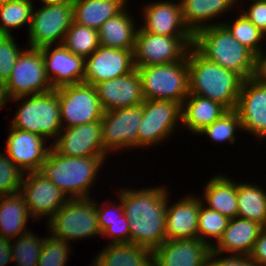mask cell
I'll return each mask as SVG.
<instances>
[{
  "mask_svg": "<svg viewBox=\"0 0 266 266\" xmlns=\"http://www.w3.org/2000/svg\"><path fill=\"white\" fill-rule=\"evenodd\" d=\"M167 193L166 186L117 192L129 222L130 243L154 251L166 240Z\"/></svg>",
  "mask_w": 266,
  "mask_h": 266,
  "instance_id": "obj_1",
  "label": "cell"
},
{
  "mask_svg": "<svg viewBox=\"0 0 266 266\" xmlns=\"http://www.w3.org/2000/svg\"><path fill=\"white\" fill-rule=\"evenodd\" d=\"M226 111L220 103L209 98L189 94L182 103V128L198 134L206 126L218 120Z\"/></svg>",
  "mask_w": 266,
  "mask_h": 266,
  "instance_id": "obj_26",
  "label": "cell"
},
{
  "mask_svg": "<svg viewBox=\"0 0 266 266\" xmlns=\"http://www.w3.org/2000/svg\"><path fill=\"white\" fill-rule=\"evenodd\" d=\"M256 77L266 84V53L258 58Z\"/></svg>",
  "mask_w": 266,
  "mask_h": 266,
  "instance_id": "obj_48",
  "label": "cell"
},
{
  "mask_svg": "<svg viewBox=\"0 0 266 266\" xmlns=\"http://www.w3.org/2000/svg\"><path fill=\"white\" fill-rule=\"evenodd\" d=\"M50 144L68 157L108 155L103 148L101 121L63 128L56 141Z\"/></svg>",
  "mask_w": 266,
  "mask_h": 266,
  "instance_id": "obj_17",
  "label": "cell"
},
{
  "mask_svg": "<svg viewBox=\"0 0 266 266\" xmlns=\"http://www.w3.org/2000/svg\"><path fill=\"white\" fill-rule=\"evenodd\" d=\"M119 203L117 205H110V207H107L109 205H105V207L102 205L100 206L96 203V209H97V219H98V226L101 231V233L110 226V223H113L117 220H121V216L124 214L123 205L121 202V199H119Z\"/></svg>",
  "mask_w": 266,
  "mask_h": 266,
  "instance_id": "obj_43",
  "label": "cell"
},
{
  "mask_svg": "<svg viewBox=\"0 0 266 266\" xmlns=\"http://www.w3.org/2000/svg\"><path fill=\"white\" fill-rule=\"evenodd\" d=\"M19 193L27 204L31 218L51 219L56 211L69 199L67 196L39 171L24 174Z\"/></svg>",
  "mask_w": 266,
  "mask_h": 266,
  "instance_id": "obj_14",
  "label": "cell"
},
{
  "mask_svg": "<svg viewBox=\"0 0 266 266\" xmlns=\"http://www.w3.org/2000/svg\"><path fill=\"white\" fill-rule=\"evenodd\" d=\"M167 193L166 240L198 238V216L202 205L200 196L189 195L172 206Z\"/></svg>",
  "mask_w": 266,
  "mask_h": 266,
  "instance_id": "obj_23",
  "label": "cell"
},
{
  "mask_svg": "<svg viewBox=\"0 0 266 266\" xmlns=\"http://www.w3.org/2000/svg\"><path fill=\"white\" fill-rule=\"evenodd\" d=\"M24 172L0 151V196L19 193Z\"/></svg>",
  "mask_w": 266,
  "mask_h": 266,
  "instance_id": "obj_40",
  "label": "cell"
},
{
  "mask_svg": "<svg viewBox=\"0 0 266 266\" xmlns=\"http://www.w3.org/2000/svg\"><path fill=\"white\" fill-rule=\"evenodd\" d=\"M5 84L11 100L53 90L46 75L41 49H24Z\"/></svg>",
  "mask_w": 266,
  "mask_h": 266,
  "instance_id": "obj_12",
  "label": "cell"
},
{
  "mask_svg": "<svg viewBox=\"0 0 266 266\" xmlns=\"http://www.w3.org/2000/svg\"><path fill=\"white\" fill-rule=\"evenodd\" d=\"M249 256L257 266H266V227L261 230Z\"/></svg>",
  "mask_w": 266,
  "mask_h": 266,
  "instance_id": "obj_46",
  "label": "cell"
},
{
  "mask_svg": "<svg viewBox=\"0 0 266 266\" xmlns=\"http://www.w3.org/2000/svg\"><path fill=\"white\" fill-rule=\"evenodd\" d=\"M263 228L264 226L257 221L240 217L231 218L222 237L213 244L212 250L222 255L225 252L249 256Z\"/></svg>",
  "mask_w": 266,
  "mask_h": 266,
  "instance_id": "obj_24",
  "label": "cell"
},
{
  "mask_svg": "<svg viewBox=\"0 0 266 266\" xmlns=\"http://www.w3.org/2000/svg\"><path fill=\"white\" fill-rule=\"evenodd\" d=\"M92 265L153 266V251L132 243H109L97 254Z\"/></svg>",
  "mask_w": 266,
  "mask_h": 266,
  "instance_id": "obj_28",
  "label": "cell"
},
{
  "mask_svg": "<svg viewBox=\"0 0 266 266\" xmlns=\"http://www.w3.org/2000/svg\"><path fill=\"white\" fill-rule=\"evenodd\" d=\"M133 51L100 45L85 59L83 83L94 86L99 82L129 74L135 69Z\"/></svg>",
  "mask_w": 266,
  "mask_h": 266,
  "instance_id": "obj_16",
  "label": "cell"
},
{
  "mask_svg": "<svg viewBox=\"0 0 266 266\" xmlns=\"http://www.w3.org/2000/svg\"><path fill=\"white\" fill-rule=\"evenodd\" d=\"M16 101L24 102H21L22 105H17L16 115L11 120L10 126L39 134L46 140L55 138L53 139L55 142L63 129L56 89L13 98V102L16 103Z\"/></svg>",
  "mask_w": 266,
  "mask_h": 266,
  "instance_id": "obj_5",
  "label": "cell"
},
{
  "mask_svg": "<svg viewBox=\"0 0 266 266\" xmlns=\"http://www.w3.org/2000/svg\"><path fill=\"white\" fill-rule=\"evenodd\" d=\"M181 111L182 105L178 102L144 100L143 117L138 127V147L144 149L168 139L178 123H182Z\"/></svg>",
  "mask_w": 266,
  "mask_h": 266,
  "instance_id": "obj_11",
  "label": "cell"
},
{
  "mask_svg": "<svg viewBox=\"0 0 266 266\" xmlns=\"http://www.w3.org/2000/svg\"><path fill=\"white\" fill-rule=\"evenodd\" d=\"M239 16V17H238ZM235 21L232 23L228 20L222 22V24L229 30L231 35L242 45L251 50L258 58L262 57L266 52L261 47V42L266 38V35L262 33L251 21H249L245 15L240 12Z\"/></svg>",
  "mask_w": 266,
  "mask_h": 266,
  "instance_id": "obj_35",
  "label": "cell"
},
{
  "mask_svg": "<svg viewBox=\"0 0 266 266\" xmlns=\"http://www.w3.org/2000/svg\"><path fill=\"white\" fill-rule=\"evenodd\" d=\"M237 217L257 221L266 227V191L259 185L237 183Z\"/></svg>",
  "mask_w": 266,
  "mask_h": 266,
  "instance_id": "obj_32",
  "label": "cell"
},
{
  "mask_svg": "<svg viewBox=\"0 0 266 266\" xmlns=\"http://www.w3.org/2000/svg\"><path fill=\"white\" fill-rule=\"evenodd\" d=\"M31 215L20 193L0 196V237L13 240L27 232Z\"/></svg>",
  "mask_w": 266,
  "mask_h": 266,
  "instance_id": "obj_31",
  "label": "cell"
},
{
  "mask_svg": "<svg viewBox=\"0 0 266 266\" xmlns=\"http://www.w3.org/2000/svg\"><path fill=\"white\" fill-rule=\"evenodd\" d=\"M94 87L104 111L141 105L145 100L136 68L127 75L99 82Z\"/></svg>",
  "mask_w": 266,
  "mask_h": 266,
  "instance_id": "obj_21",
  "label": "cell"
},
{
  "mask_svg": "<svg viewBox=\"0 0 266 266\" xmlns=\"http://www.w3.org/2000/svg\"><path fill=\"white\" fill-rule=\"evenodd\" d=\"M189 94L209 98L227 110H236L243 79L236 73L210 62L193 47L188 50Z\"/></svg>",
  "mask_w": 266,
  "mask_h": 266,
  "instance_id": "obj_3",
  "label": "cell"
},
{
  "mask_svg": "<svg viewBox=\"0 0 266 266\" xmlns=\"http://www.w3.org/2000/svg\"><path fill=\"white\" fill-rule=\"evenodd\" d=\"M128 0H73V21L98 30L109 18L122 12Z\"/></svg>",
  "mask_w": 266,
  "mask_h": 266,
  "instance_id": "obj_29",
  "label": "cell"
},
{
  "mask_svg": "<svg viewBox=\"0 0 266 266\" xmlns=\"http://www.w3.org/2000/svg\"><path fill=\"white\" fill-rule=\"evenodd\" d=\"M101 236L111 238V244L130 243L129 222L125 214L121 216V220L110 223V226L101 233Z\"/></svg>",
  "mask_w": 266,
  "mask_h": 266,
  "instance_id": "obj_42",
  "label": "cell"
},
{
  "mask_svg": "<svg viewBox=\"0 0 266 266\" xmlns=\"http://www.w3.org/2000/svg\"><path fill=\"white\" fill-rule=\"evenodd\" d=\"M182 19L186 27L194 35L197 31L222 24L212 23V19L221 18L223 13L235 7V0H181ZM206 22V23H205ZM210 22V23H208Z\"/></svg>",
  "mask_w": 266,
  "mask_h": 266,
  "instance_id": "obj_25",
  "label": "cell"
},
{
  "mask_svg": "<svg viewBox=\"0 0 266 266\" xmlns=\"http://www.w3.org/2000/svg\"><path fill=\"white\" fill-rule=\"evenodd\" d=\"M211 250L199 238L165 240L153 251V266H208Z\"/></svg>",
  "mask_w": 266,
  "mask_h": 266,
  "instance_id": "obj_20",
  "label": "cell"
},
{
  "mask_svg": "<svg viewBox=\"0 0 266 266\" xmlns=\"http://www.w3.org/2000/svg\"><path fill=\"white\" fill-rule=\"evenodd\" d=\"M33 0H7L0 7V35H12V29H18L25 23L30 28Z\"/></svg>",
  "mask_w": 266,
  "mask_h": 266,
  "instance_id": "obj_33",
  "label": "cell"
},
{
  "mask_svg": "<svg viewBox=\"0 0 266 266\" xmlns=\"http://www.w3.org/2000/svg\"><path fill=\"white\" fill-rule=\"evenodd\" d=\"M72 21L73 1L43 2L40 8L34 7L28 30L29 47L62 44Z\"/></svg>",
  "mask_w": 266,
  "mask_h": 266,
  "instance_id": "obj_8",
  "label": "cell"
},
{
  "mask_svg": "<svg viewBox=\"0 0 266 266\" xmlns=\"http://www.w3.org/2000/svg\"><path fill=\"white\" fill-rule=\"evenodd\" d=\"M221 253L211 250L209 255L208 266H257L247 255L230 254L226 257Z\"/></svg>",
  "mask_w": 266,
  "mask_h": 266,
  "instance_id": "obj_45",
  "label": "cell"
},
{
  "mask_svg": "<svg viewBox=\"0 0 266 266\" xmlns=\"http://www.w3.org/2000/svg\"><path fill=\"white\" fill-rule=\"evenodd\" d=\"M192 47L206 60L238 74L243 80L257 74L258 57L240 44L223 24L197 31Z\"/></svg>",
  "mask_w": 266,
  "mask_h": 266,
  "instance_id": "obj_2",
  "label": "cell"
},
{
  "mask_svg": "<svg viewBox=\"0 0 266 266\" xmlns=\"http://www.w3.org/2000/svg\"><path fill=\"white\" fill-rule=\"evenodd\" d=\"M142 104L104 111L101 133L104 151L138 148V127L142 121Z\"/></svg>",
  "mask_w": 266,
  "mask_h": 266,
  "instance_id": "obj_13",
  "label": "cell"
},
{
  "mask_svg": "<svg viewBox=\"0 0 266 266\" xmlns=\"http://www.w3.org/2000/svg\"><path fill=\"white\" fill-rule=\"evenodd\" d=\"M106 158V156L68 157L51 146L46 160L38 171L49 178L68 199L91 198L92 193H89V189L96 182L97 173Z\"/></svg>",
  "mask_w": 266,
  "mask_h": 266,
  "instance_id": "obj_4",
  "label": "cell"
},
{
  "mask_svg": "<svg viewBox=\"0 0 266 266\" xmlns=\"http://www.w3.org/2000/svg\"><path fill=\"white\" fill-rule=\"evenodd\" d=\"M11 240L0 237V266L12 263Z\"/></svg>",
  "mask_w": 266,
  "mask_h": 266,
  "instance_id": "obj_47",
  "label": "cell"
},
{
  "mask_svg": "<svg viewBox=\"0 0 266 266\" xmlns=\"http://www.w3.org/2000/svg\"><path fill=\"white\" fill-rule=\"evenodd\" d=\"M6 155L24 172L38 171L52 145L39 134L9 126Z\"/></svg>",
  "mask_w": 266,
  "mask_h": 266,
  "instance_id": "obj_19",
  "label": "cell"
},
{
  "mask_svg": "<svg viewBox=\"0 0 266 266\" xmlns=\"http://www.w3.org/2000/svg\"><path fill=\"white\" fill-rule=\"evenodd\" d=\"M13 35H0V81L6 83L19 54L24 50L19 48Z\"/></svg>",
  "mask_w": 266,
  "mask_h": 266,
  "instance_id": "obj_41",
  "label": "cell"
},
{
  "mask_svg": "<svg viewBox=\"0 0 266 266\" xmlns=\"http://www.w3.org/2000/svg\"><path fill=\"white\" fill-rule=\"evenodd\" d=\"M40 48L46 75L53 89L79 84L85 75V59L71 53L63 44Z\"/></svg>",
  "mask_w": 266,
  "mask_h": 266,
  "instance_id": "obj_18",
  "label": "cell"
},
{
  "mask_svg": "<svg viewBox=\"0 0 266 266\" xmlns=\"http://www.w3.org/2000/svg\"><path fill=\"white\" fill-rule=\"evenodd\" d=\"M62 44L71 53L86 59L100 46L98 30L72 21Z\"/></svg>",
  "mask_w": 266,
  "mask_h": 266,
  "instance_id": "obj_34",
  "label": "cell"
},
{
  "mask_svg": "<svg viewBox=\"0 0 266 266\" xmlns=\"http://www.w3.org/2000/svg\"><path fill=\"white\" fill-rule=\"evenodd\" d=\"M236 111L242 131L260 140L266 138V84L256 76L243 81Z\"/></svg>",
  "mask_w": 266,
  "mask_h": 266,
  "instance_id": "obj_15",
  "label": "cell"
},
{
  "mask_svg": "<svg viewBox=\"0 0 266 266\" xmlns=\"http://www.w3.org/2000/svg\"><path fill=\"white\" fill-rule=\"evenodd\" d=\"M49 235L44 237L37 266H66L71 252L69 243Z\"/></svg>",
  "mask_w": 266,
  "mask_h": 266,
  "instance_id": "obj_39",
  "label": "cell"
},
{
  "mask_svg": "<svg viewBox=\"0 0 266 266\" xmlns=\"http://www.w3.org/2000/svg\"><path fill=\"white\" fill-rule=\"evenodd\" d=\"M7 0H0V7L2 4H4Z\"/></svg>",
  "mask_w": 266,
  "mask_h": 266,
  "instance_id": "obj_51",
  "label": "cell"
},
{
  "mask_svg": "<svg viewBox=\"0 0 266 266\" xmlns=\"http://www.w3.org/2000/svg\"><path fill=\"white\" fill-rule=\"evenodd\" d=\"M250 1V0H249ZM248 10L242 14L266 35V0H251Z\"/></svg>",
  "mask_w": 266,
  "mask_h": 266,
  "instance_id": "obj_44",
  "label": "cell"
},
{
  "mask_svg": "<svg viewBox=\"0 0 266 266\" xmlns=\"http://www.w3.org/2000/svg\"><path fill=\"white\" fill-rule=\"evenodd\" d=\"M47 221L49 234L68 243L82 238L101 236L93 198L69 199Z\"/></svg>",
  "mask_w": 266,
  "mask_h": 266,
  "instance_id": "obj_7",
  "label": "cell"
},
{
  "mask_svg": "<svg viewBox=\"0 0 266 266\" xmlns=\"http://www.w3.org/2000/svg\"><path fill=\"white\" fill-rule=\"evenodd\" d=\"M62 128L101 121L104 110L93 85L79 83L56 88Z\"/></svg>",
  "mask_w": 266,
  "mask_h": 266,
  "instance_id": "obj_10",
  "label": "cell"
},
{
  "mask_svg": "<svg viewBox=\"0 0 266 266\" xmlns=\"http://www.w3.org/2000/svg\"><path fill=\"white\" fill-rule=\"evenodd\" d=\"M136 69L141 77L145 100L173 101L182 105L189 95L187 57L182 61Z\"/></svg>",
  "mask_w": 266,
  "mask_h": 266,
  "instance_id": "obj_6",
  "label": "cell"
},
{
  "mask_svg": "<svg viewBox=\"0 0 266 266\" xmlns=\"http://www.w3.org/2000/svg\"><path fill=\"white\" fill-rule=\"evenodd\" d=\"M44 238L31 231L11 240L12 259L17 266H37Z\"/></svg>",
  "mask_w": 266,
  "mask_h": 266,
  "instance_id": "obj_36",
  "label": "cell"
},
{
  "mask_svg": "<svg viewBox=\"0 0 266 266\" xmlns=\"http://www.w3.org/2000/svg\"><path fill=\"white\" fill-rule=\"evenodd\" d=\"M126 9L109 18L98 29L100 45L124 50H134L137 27Z\"/></svg>",
  "mask_w": 266,
  "mask_h": 266,
  "instance_id": "obj_30",
  "label": "cell"
},
{
  "mask_svg": "<svg viewBox=\"0 0 266 266\" xmlns=\"http://www.w3.org/2000/svg\"><path fill=\"white\" fill-rule=\"evenodd\" d=\"M229 220L227 216L206 207L202 203L198 216V238L213 246V242L210 240L215 239L214 242H218L227 228Z\"/></svg>",
  "mask_w": 266,
  "mask_h": 266,
  "instance_id": "obj_38",
  "label": "cell"
},
{
  "mask_svg": "<svg viewBox=\"0 0 266 266\" xmlns=\"http://www.w3.org/2000/svg\"><path fill=\"white\" fill-rule=\"evenodd\" d=\"M143 31L163 36H193L182 19L179 2H151L143 7Z\"/></svg>",
  "mask_w": 266,
  "mask_h": 266,
  "instance_id": "obj_22",
  "label": "cell"
},
{
  "mask_svg": "<svg viewBox=\"0 0 266 266\" xmlns=\"http://www.w3.org/2000/svg\"><path fill=\"white\" fill-rule=\"evenodd\" d=\"M41 3L43 2H64V1H73V0H40Z\"/></svg>",
  "mask_w": 266,
  "mask_h": 266,
  "instance_id": "obj_50",
  "label": "cell"
},
{
  "mask_svg": "<svg viewBox=\"0 0 266 266\" xmlns=\"http://www.w3.org/2000/svg\"><path fill=\"white\" fill-rule=\"evenodd\" d=\"M242 131L241 120L236 110L226 111L218 120H215L211 125L206 126L198 134L207 135L213 143H230L236 141V132ZM213 140V141H212Z\"/></svg>",
  "mask_w": 266,
  "mask_h": 266,
  "instance_id": "obj_37",
  "label": "cell"
},
{
  "mask_svg": "<svg viewBox=\"0 0 266 266\" xmlns=\"http://www.w3.org/2000/svg\"><path fill=\"white\" fill-rule=\"evenodd\" d=\"M204 188L203 197L200 198L206 207L229 219L237 217V182L221 173V176L216 175L208 181Z\"/></svg>",
  "mask_w": 266,
  "mask_h": 266,
  "instance_id": "obj_27",
  "label": "cell"
},
{
  "mask_svg": "<svg viewBox=\"0 0 266 266\" xmlns=\"http://www.w3.org/2000/svg\"><path fill=\"white\" fill-rule=\"evenodd\" d=\"M193 46V36H163L138 27L133 51L135 68L182 61Z\"/></svg>",
  "mask_w": 266,
  "mask_h": 266,
  "instance_id": "obj_9",
  "label": "cell"
},
{
  "mask_svg": "<svg viewBox=\"0 0 266 266\" xmlns=\"http://www.w3.org/2000/svg\"><path fill=\"white\" fill-rule=\"evenodd\" d=\"M11 99L8 90L6 88V84L0 81V108H4L6 106L7 101Z\"/></svg>",
  "mask_w": 266,
  "mask_h": 266,
  "instance_id": "obj_49",
  "label": "cell"
}]
</instances>
